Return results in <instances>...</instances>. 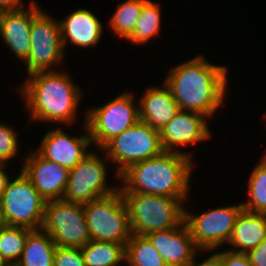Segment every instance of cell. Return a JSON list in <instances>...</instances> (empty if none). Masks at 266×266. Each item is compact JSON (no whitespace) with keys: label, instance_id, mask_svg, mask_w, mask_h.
<instances>
[{"label":"cell","instance_id":"6da1fadb","mask_svg":"<svg viewBox=\"0 0 266 266\" xmlns=\"http://www.w3.org/2000/svg\"><path fill=\"white\" fill-rule=\"evenodd\" d=\"M168 72L164 84L180 110L201 113L210 118L224 105L229 72L225 65L210 63L198 54Z\"/></svg>","mask_w":266,"mask_h":266},{"label":"cell","instance_id":"7a4b0ae2","mask_svg":"<svg viewBox=\"0 0 266 266\" xmlns=\"http://www.w3.org/2000/svg\"><path fill=\"white\" fill-rule=\"evenodd\" d=\"M16 90L25 101L31 122L71 125L77 120L83 91L68 72L54 69L30 74Z\"/></svg>","mask_w":266,"mask_h":266},{"label":"cell","instance_id":"3957f363","mask_svg":"<svg viewBox=\"0 0 266 266\" xmlns=\"http://www.w3.org/2000/svg\"><path fill=\"white\" fill-rule=\"evenodd\" d=\"M192 160L184 153L164 151L135 163L119 176L120 192L189 197Z\"/></svg>","mask_w":266,"mask_h":266},{"label":"cell","instance_id":"277c9868","mask_svg":"<svg viewBox=\"0 0 266 266\" xmlns=\"http://www.w3.org/2000/svg\"><path fill=\"white\" fill-rule=\"evenodd\" d=\"M128 210L132 234L172 229L184 223L183 203L189 197H167L146 193H121Z\"/></svg>","mask_w":266,"mask_h":266},{"label":"cell","instance_id":"5b68a950","mask_svg":"<svg viewBox=\"0 0 266 266\" xmlns=\"http://www.w3.org/2000/svg\"><path fill=\"white\" fill-rule=\"evenodd\" d=\"M99 150L103 151L110 164L116 165L117 179L131 165L164 152L160 131L142 121L113 137Z\"/></svg>","mask_w":266,"mask_h":266},{"label":"cell","instance_id":"8992f818","mask_svg":"<svg viewBox=\"0 0 266 266\" xmlns=\"http://www.w3.org/2000/svg\"><path fill=\"white\" fill-rule=\"evenodd\" d=\"M134 102V93L125 91L101 106L88 109L85 123L92 144L101 149L113 137L135 125L139 121V103Z\"/></svg>","mask_w":266,"mask_h":266},{"label":"cell","instance_id":"52a82bcc","mask_svg":"<svg viewBox=\"0 0 266 266\" xmlns=\"http://www.w3.org/2000/svg\"><path fill=\"white\" fill-rule=\"evenodd\" d=\"M91 240L127 243L132 235L128 210L120 192L83 204Z\"/></svg>","mask_w":266,"mask_h":266},{"label":"cell","instance_id":"ba28073f","mask_svg":"<svg viewBox=\"0 0 266 266\" xmlns=\"http://www.w3.org/2000/svg\"><path fill=\"white\" fill-rule=\"evenodd\" d=\"M41 230L59 247L80 248L91 240L83 204L46 201Z\"/></svg>","mask_w":266,"mask_h":266},{"label":"cell","instance_id":"9c48e42d","mask_svg":"<svg viewBox=\"0 0 266 266\" xmlns=\"http://www.w3.org/2000/svg\"><path fill=\"white\" fill-rule=\"evenodd\" d=\"M46 201L22 171L9 180L0 204L8 226L40 230Z\"/></svg>","mask_w":266,"mask_h":266},{"label":"cell","instance_id":"30bf717a","mask_svg":"<svg viewBox=\"0 0 266 266\" xmlns=\"http://www.w3.org/2000/svg\"><path fill=\"white\" fill-rule=\"evenodd\" d=\"M30 34V54L24 62L27 76L36 72L53 71L54 65L59 68L66 55L59 19L52 18V15L41 9L32 18Z\"/></svg>","mask_w":266,"mask_h":266},{"label":"cell","instance_id":"8fae6325","mask_svg":"<svg viewBox=\"0 0 266 266\" xmlns=\"http://www.w3.org/2000/svg\"><path fill=\"white\" fill-rule=\"evenodd\" d=\"M107 160V161H105ZM104 160L90 151L73 169L69 170L68 183L63 201L86 204L91 200L107 196L119 189L107 184V171L110 160Z\"/></svg>","mask_w":266,"mask_h":266},{"label":"cell","instance_id":"7c38bea8","mask_svg":"<svg viewBox=\"0 0 266 266\" xmlns=\"http://www.w3.org/2000/svg\"><path fill=\"white\" fill-rule=\"evenodd\" d=\"M243 209L242 203L217 207L199 215L185 209L184 222L196 246L200 250L212 251L228 244L237 217Z\"/></svg>","mask_w":266,"mask_h":266},{"label":"cell","instance_id":"4fadbf2b","mask_svg":"<svg viewBox=\"0 0 266 266\" xmlns=\"http://www.w3.org/2000/svg\"><path fill=\"white\" fill-rule=\"evenodd\" d=\"M25 156L21 171L44 200H62L69 170L42 157L35 149Z\"/></svg>","mask_w":266,"mask_h":266},{"label":"cell","instance_id":"5bb4252c","mask_svg":"<svg viewBox=\"0 0 266 266\" xmlns=\"http://www.w3.org/2000/svg\"><path fill=\"white\" fill-rule=\"evenodd\" d=\"M82 128L85 134L79 137L69 135L61 127L51 129L43 136L36 151L68 170L73 169L90 152L87 149L92 144L85 119Z\"/></svg>","mask_w":266,"mask_h":266},{"label":"cell","instance_id":"9a60e30c","mask_svg":"<svg viewBox=\"0 0 266 266\" xmlns=\"http://www.w3.org/2000/svg\"><path fill=\"white\" fill-rule=\"evenodd\" d=\"M207 119L209 118L201 113L179 110L175 117L160 130L164 151L180 152L193 157L191 153L177 148L209 139L212 133L208 128Z\"/></svg>","mask_w":266,"mask_h":266},{"label":"cell","instance_id":"2e32d148","mask_svg":"<svg viewBox=\"0 0 266 266\" xmlns=\"http://www.w3.org/2000/svg\"><path fill=\"white\" fill-rule=\"evenodd\" d=\"M28 7L0 12L1 40L23 63L30 54L32 18L42 9L35 0H31Z\"/></svg>","mask_w":266,"mask_h":266},{"label":"cell","instance_id":"e0dca14e","mask_svg":"<svg viewBox=\"0 0 266 266\" xmlns=\"http://www.w3.org/2000/svg\"><path fill=\"white\" fill-rule=\"evenodd\" d=\"M146 237L167 266H187L199 252H208L196 246L185 222L172 229L150 232Z\"/></svg>","mask_w":266,"mask_h":266},{"label":"cell","instance_id":"ac0fdd59","mask_svg":"<svg viewBox=\"0 0 266 266\" xmlns=\"http://www.w3.org/2000/svg\"><path fill=\"white\" fill-rule=\"evenodd\" d=\"M59 24L64 50L69 43L80 48L96 46L104 32L98 17L84 7L61 18Z\"/></svg>","mask_w":266,"mask_h":266},{"label":"cell","instance_id":"d6986e66","mask_svg":"<svg viewBox=\"0 0 266 266\" xmlns=\"http://www.w3.org/2000/svg\"><path fill=\"white\" fill-rule=\"evenodd\" d=\"M138 103L139 121L147 123L158 131L163 129L180 110L164 82L161 87L155 85L147 88Z\"/></svg>","mask_w":266,"mask_h":266},{"label":"cell","instance_id":"ffe728a7","mask_svg":"<svg viewBox=\"0 0 266 266\" xmlns=\"http://www.w3.org/2000/svg\"><path fill=\"white\" fill-rule=\"evenodd\" d=\"M266 239V214L243 209L237 217L227 245L238 253H247ZM236 247V248H235Z\"/></svg>","mask_w":266,"mask_h":266},{"label":"cell","instance_id":"44dd1931","mask_svg":"<svg viewBox=\"0 0 266 266\" xmlns=\"http://www.w3.org/2000/svg\"><path fill=\"white\" fill-rule=\"evenodd\" d=\"M56 244L52 237L40 230H32L27 237L25 248L15 266H54Z\"/></svg>","mask_w":266,"mask_h":266},{"label":"cell","instance_id":"7402d4cb","mask_svg":"<svg viewBox=\"0 0 266 266\" xmlns=\"http://www.w3.org/2000/svg\"><path fill=\"white\" fill-rule=\"evenodd\" d=\"M126 243L90 240L80 247L86 266H117L125 263Z\"/></svg>","mask_w":266,"mask_h":266},{"label":"cell","instance_id":"603a6c76","mask_svg":"<svg viewBox=\"0 0 266 266\" xmlns=\"http://www.w3.org/2000/svg\"><path fill=\"white\" fill-rule=\"evenodd\" d=\"M160 4L148 0L142 8L141 15L132 34L126 39L134 44H146L152 38L158 37L161 30Z\"/></svg>","mask_w":266,"mask_h":266},{"label":"cell","instance_id":"cb8c5ba5","mask_svg":"<svg viewBox=\"0 0 266 266\" xmlns=\"http://www.w3.org/2000/svg\"><path fill=\"white\" fill-rule=\"evenodd\" d=\"M128 266H167L162 256L146 236L132 234L125 246Z\"/></svg>","mask_w":266,"mask_h":266},{"label":"cell","instance_id":"d4e9b609","mask_svg":"<svg viewBox=\"0 0 266 266\" xmlns=\"http://www.w3.org/2000/svg\"><path fill=\"white\" fill-rule=\"evenodd\" d=\"M148 0H126L117 6V9L109 19L108 26L115 36L127 39L135 29L141 15L143 5Z\"/></svg>","mask_w":266,"mask_h":266},{"label":"cell","instance_id":"484cf974","mask_svg":"<svg viewBox=\"0 0 266 266\" xmlns=\"http://www.w3.org/2000/svg\"><path fill=\"white\" fill-rule=\"evenodd\" d=\"M31 231L28 228L7 225L0 232V256L9 266H15L20 260Z\"/></svg>","mask_w":266,"mask_h":266},{"label":"cell","instance_id":"4316f807","mask_svg":"<svg viewBox=\"0 0 266 266\" xmlns=\"http://www.w3.org/2000/svg\"><path fill=\"white\" fill-rule=\"evenodd\" d=\"M248 200L242 203L245 210L266 214V166L259 162L252 169L247 184Z\"/></svg>","mask_w":266,"mask_h":266},{"label":"cell","instance_id":"83f0119b","mask_svg":"<svg viewBox=\"0 0 266 266\" xmlns=\"http://www.w3.org/2000/svg\"><path fill=\"white\" fill-rule=\"evenodd\" d=\"M13 127L0 123V163H8L19 152L18 137Z\"/></svg>","mask_w":266,"mask_h":266},{"label":"cell","instance_id":"f1b7e54d","mask_svg":"<svg viewBox=\"0 0 266 266\" xmlns=\"http://www.w3.org/2000/svg\"><path fill=\"white\" fill-rule=\"evenodd\" d=\"M54 266H86L80 248L56 247Z\"/></svg>","mask_w":266,"mask_h":266},{"label":"cell","instance_id":"f546056e","mask_svg":"<svg viewBox=\"0 0 266 266\" xmlns=\"http://www.w3.org/2000/svg\"><path fill=\"white\" fill-rule=\"evenodd\" d=\"M222 262V266H251L246 253H238L231 250L216 252Z\"/></svg>","mask_w":266,"mask_h":266},{"label":"cell","instance_id":"4dcf8cb0","mask_svg":"<svg viewBox=\"0 0 266 266\" xmlns=\"http://www.w3.org/2000/svg\"><path fill=\"white\" fill-rule=\"evenodd\" d=\"M246 254L251 266H266V239Z\"/></svg>","mask_w":266,"mask_h":266},{"label":"cell","instance_id":"1f68e13d","mask_svg":"<svg viewBox=\"0 0 266 266\" xmlns=\"http://www.w3.org/2000/svg\"><path fill=\"white\" fill-rule=\"evenodd\" d=\"M197 257L195 255L194 259L187 266H222L221 258L216 252H213L210 257L200 263H197Z\"/></svg>","mask_w":266,"mask_h":266},{"label":"cell","instance_id":"d6a6232c","mask_svg":"<svg viewBox=\"0 0 266 266\" xmlns=\"http://www.w3.org/2000/svg\"><path fill=\"white\" fill-rule=\"evenodd\" d=\"M23 0H0V12L24 8Z\"/></svg>","mask_w":266,"mask_h":266},{"label":"cell","instance_id":"836d02e7","mask_svg":"<svg viewBox=\"0 0 266 266\" xmlns=\"http://www.w3.org/2000/svg\"><path fill=\"white\" fill-rule=\"evenodd\" d=\"M8 164L6 163H0V201L3 195V192L5 191V188L7 187V184L11 177L8 175L9 173L5 171V169L8 168ZM7 167V168H6Z\"/></svg>","mask_w":266,"mask_h":266},{"label":"cell","instance_id":"e575fe53","mask_svg":"<svg viewBox=\"0 0 266 266\" xmlns=\"http://www.w3.org/2000/svg\"><path fill=\"white\" fill-rule=\"evenodd\" d=\"M7 226L6 220L3 215V211L0 204V232Z\"/></svg>","mask_w":266,"mask_h":266},{"label":"cell","instance_id":"d590c367","mask_svg":"<svg viewBox=\"0 0 266 266\" xmlns=\"http://www.w3.org/2000/svg\"><path fill=\"white\" fill-rule=\"evenodd\" d=\"M0 266H9L4 260L3 258L0 256Z\"/></svg>","mask_w":266,"mask_h":266},{"label":"cell","instance_id":"8d00e7d4","mask_svg":"<svg viewBox=\"0 0 266 266\" xmlns=\"http://www.w3.org/2000/svg\"><path fill=\"white\" fill-rule=\"evenodd\" d=\"M260 162L266 166V153L264 154V156H262Z\"/></svg>","mask_w":266,"mask_h":266}]
</instances>
